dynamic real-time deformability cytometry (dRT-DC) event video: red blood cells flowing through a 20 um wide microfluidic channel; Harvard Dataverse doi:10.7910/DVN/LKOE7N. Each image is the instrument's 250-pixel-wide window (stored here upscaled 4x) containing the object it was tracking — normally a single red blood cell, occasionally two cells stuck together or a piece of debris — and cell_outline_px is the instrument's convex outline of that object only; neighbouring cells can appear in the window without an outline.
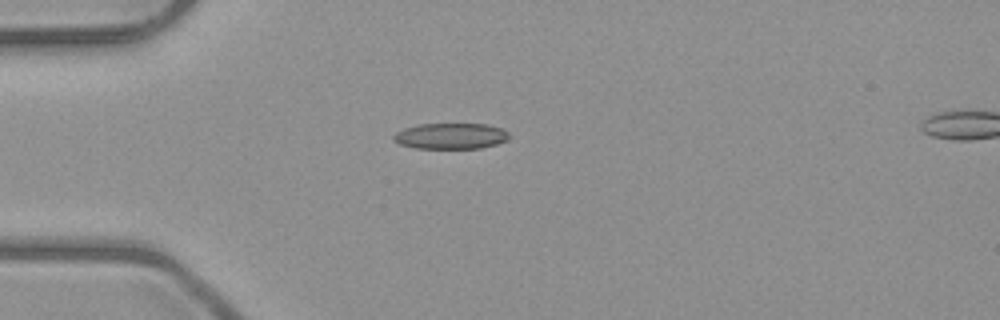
{"species": "common noctule bat (a hibernating species)", "species_latin": "Nyctalus noctula", "temperature_condition": "room temperature", "stored_images_in_passage": 2, "camera_frame_rate_fps": 3000, "um_per_image_px": 0.085, "animal": {"sex": "male", "body_mass_g": 23.1, "forearm_length_mm": 52.7}, "frame": {"image": 1, "passage_image": 1, "time_ms": 0.0, "image_size_px": [1000, 320], "cell_outline_px": [[512, 136], [508, 140], [496, 144], [480, 148], [416, 148], [400, 144], [392, 140], [392, 136], [396, 132], [404, 128], [416, 124], [488, 124], [504, 128]], "centroid_in_image_um": [38.34, 11.55], "position_along_channel_um": 46.7, "area_um2": 17.69}}